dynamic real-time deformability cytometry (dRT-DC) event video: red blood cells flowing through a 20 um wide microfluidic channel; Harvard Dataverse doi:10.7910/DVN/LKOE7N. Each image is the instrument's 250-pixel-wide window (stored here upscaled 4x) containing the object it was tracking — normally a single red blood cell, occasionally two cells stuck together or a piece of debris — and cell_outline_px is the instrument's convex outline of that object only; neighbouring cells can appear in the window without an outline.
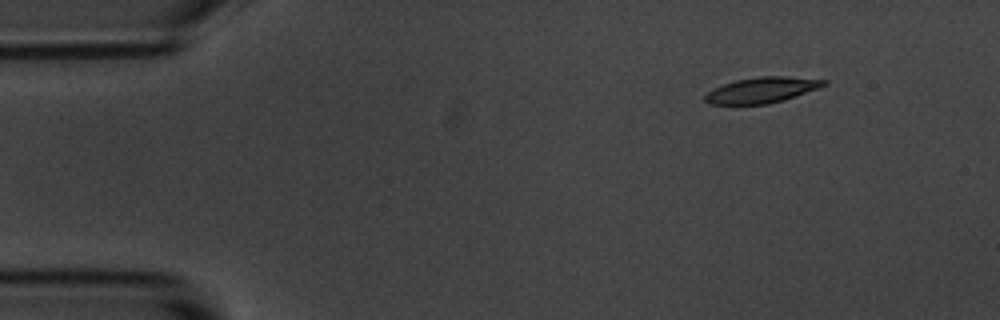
{"species": "common noctule bat (a hibernating species)", "species_latin": "Nyctalus noctula", "temperature_condition": "room temperature", "stored_images_in_passage": 5, "camera_frame_rate_fps": 3000, "um_per_image_px": 0.085, "animal": {"sex": "male", "body_mass_g": 20.1, "forearm_length_mm": 53.5}, "frame": {"image": 1, "passage_image": 2, "time_ms": 1.0, "image_size_px": [1000, 320], "cell_outline_px": [[828, 84], [820, 88], [784, 100], [768, 104], [708, 104], [704, 100], [704, 96], [712, 88], [736, 80], [760, 76], [784, 76], [828, 80]], "centroid_in_image_um": [64.77, 7.65], "position_along_channel_um": 20.2, "area_um2": 17.86}}
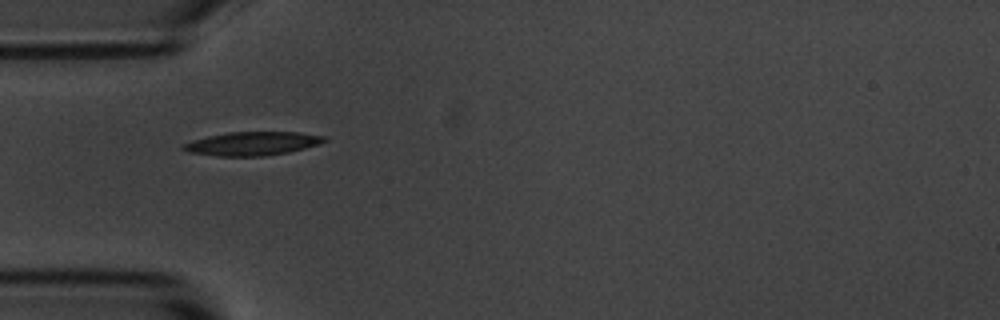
{"frame": {"image": 2, "passage_image": 5, "time_ms": 4.333, "image_size_px": [1000, 320], "cell_outline_px": [[328, 140], [320, 144], [288, 152], [264, 156], [216, 156], [188, 152], [180, 148], [180, 144], [192, 140], [208, 136], [228, 132], [300, 132], [324, 136]], "centroid_in_image_um": [21.41, 12.2], "position_along_channel_um": 63.6, "area_um2": 19.54}}